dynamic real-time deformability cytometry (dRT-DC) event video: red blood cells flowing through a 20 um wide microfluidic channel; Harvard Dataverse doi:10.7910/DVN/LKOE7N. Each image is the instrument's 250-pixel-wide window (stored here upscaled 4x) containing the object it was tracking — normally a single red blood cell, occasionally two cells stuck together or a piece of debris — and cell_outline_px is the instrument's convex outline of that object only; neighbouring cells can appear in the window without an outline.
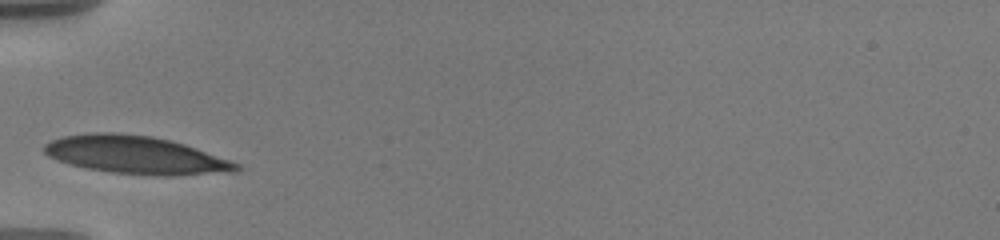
{"species": "human", "species_latin": "Homo sapiens", "temperature_condition": "warm", "stored_images_in_passage": 23, "camera_frame_rate_fps": 3000, "um_per_image_px": 0.085, "donor": {"sex": "male"}, "frame": {"image": 1, "passage_image": 1, "time_ms": 0.0, "image_size_px": [1000, 240], "cell_outline_px": [[240, 172], [176, 176], [164, 176], [112, 172], [84, 168], [56, 160], [48, 156], [44, 152], [44, 144], [60, 136], [92, 132], [112, 132], [152, 136], [172, 140], [196, 148], [240, 164]], "centroid_in_image_um": [11.55, 13.18], "position_along_channel_um": 73.4, "area_um2": 42.77}}
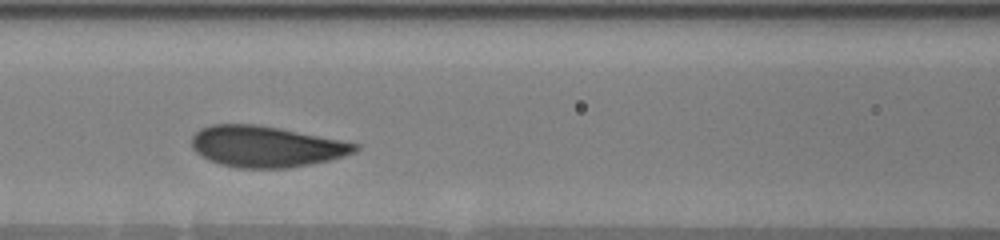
{"frame": {"image": 2, "passage_image": 14, "time_ms": 2.0, "image_size_px": [1000, 240], "cell_outline_px": [[360, 148], [356, 152], [328, 160], [288, 168], [236, 168], [220, 164], [208, 160], [200, 156], [192, 148], [192, 136], [200, 128], [212, 124], [260, 124], [360, 144]], "centroid_in_image_um": [22.58, 12.45], "position_along_channel_um": 144.0, "area_um2": 39.19}}
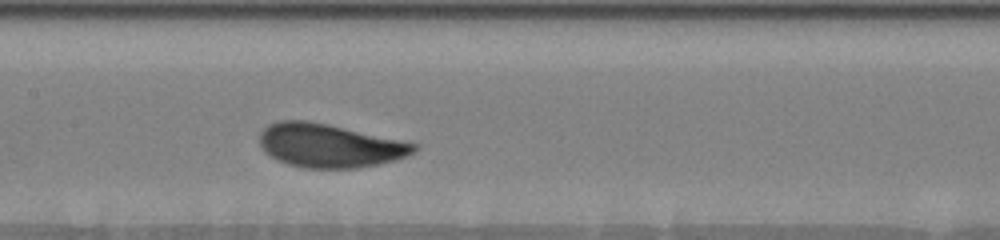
{"frame": {"image": 3, "passage_image": 20, "time_ms": 3.0, "image_size_px": [1000, 240], "cell_outline_px": [[420, 148], [396, 160], [356, 168], [304, 168], [288, 164], [276, 160], [260, 144], [260, 132], [268, 124], [280, 120], [308, 120], [328, 124], [420, 144]], "centroid_in_image_um": [28.01, 12.36], "position_along_channel_um": 179.4, "area_um2": 39.07}}